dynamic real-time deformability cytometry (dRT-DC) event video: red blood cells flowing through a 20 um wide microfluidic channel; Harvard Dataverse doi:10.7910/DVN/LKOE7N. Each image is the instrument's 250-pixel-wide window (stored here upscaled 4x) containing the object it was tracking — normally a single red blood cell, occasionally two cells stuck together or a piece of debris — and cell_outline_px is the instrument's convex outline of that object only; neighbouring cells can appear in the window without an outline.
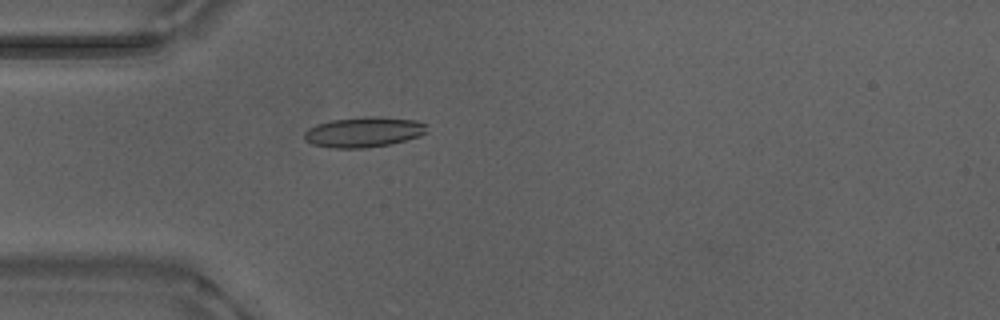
{"species": "Egyptian fruit bat (a non-hibernating species)", "species_latin": "Rousettus aegyptiacus", "temperature_condition": "warm", "stored_images_in_passage": 24, "camera_frame_rate_fps": 3000, "um_per_image_px": 0.085, "animal": {"sex": "male"}, "frame": {"image": 1, "passage_image": 1, "time_ms": 0.0, "image_size_px": [1000, 320], "cell_outline_px": [[424, 132], [420, 136], [392, 144], [364, 148], [332, 148], [312, 144], [304, 140], [304, 132], [308, 128], [316, 124], [332, 120], [364, 116], [376, 116], [416, 120], [424, 124]], "centroid_in_image_um": [30.86, 11.23], "position_along_channel_um": 54.1, "area_um2": 21.62}}
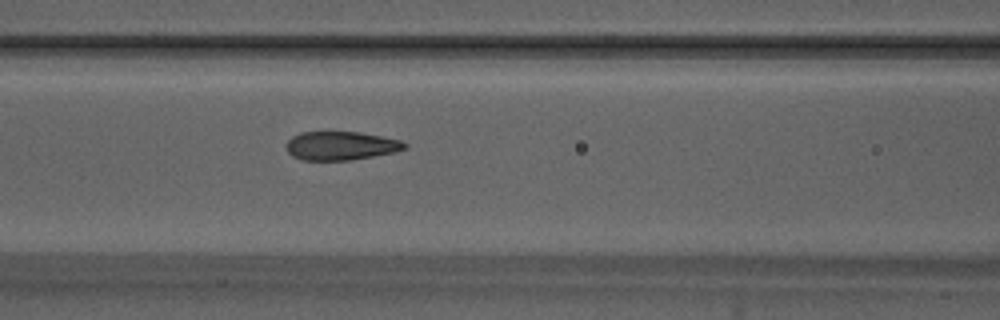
{"frame": {"image": 2, "passage_image": 8, "time_ms": 2.333, "image_size_px": [1000, 320], "cell_outline_px": [[408, 148], [396, 152], [352, 160], [304, 160], [292, 156], [288, 152], [288, 140], [292, 136], [300, 132], [360, 132], [400, 140], [408, 144]], "centroid_in_image_um": [29.01, 12.39], "position_along_channel_um": 137.6, "area_um2": 19.77}}